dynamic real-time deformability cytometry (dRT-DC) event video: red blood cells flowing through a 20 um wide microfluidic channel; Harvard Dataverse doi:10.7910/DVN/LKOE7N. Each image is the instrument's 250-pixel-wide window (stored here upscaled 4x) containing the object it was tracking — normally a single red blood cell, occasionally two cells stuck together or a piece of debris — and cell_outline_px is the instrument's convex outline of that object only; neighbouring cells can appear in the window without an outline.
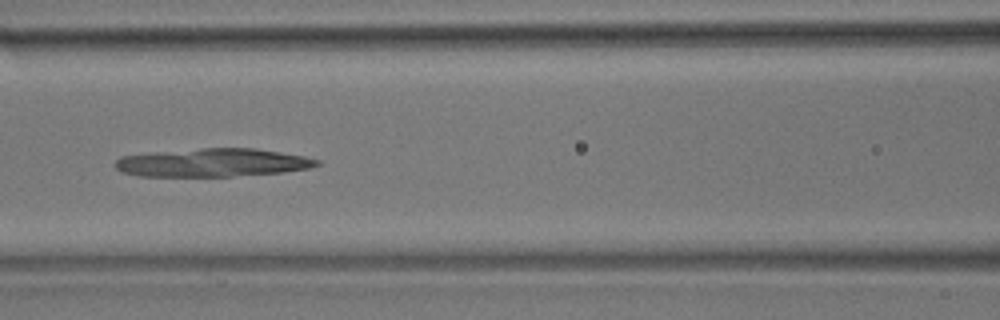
{"species": "common noctule bat (a hibernating species)", "species_latin": "Nyctalus noctula", "temperature_condition": "room temperature", "stored_images_in_passage": 6, "camera_frame_rate_fps": 3000, "um_per_image_px": 0.085, "animal": {"sex": "male", "body_mass_g": 17.9}, "frame": {"image": 1, "passage_image": 6, "time_ms": 5.667, "image_size_px": [1000, 320], "cell_outline_px": [[320, 164], [312, 168], [284, 172], [232, 176], [140, 176], [120, 172], [116, 168], [116, 160], [120, 156], [156, 152], [204, 148], [256, 148], [304, 156], [320, 160]], "centroid_in_image_um": [18.1, 13.82], "position_along_channel_um": 148.5, "area_um2": 33.18}}